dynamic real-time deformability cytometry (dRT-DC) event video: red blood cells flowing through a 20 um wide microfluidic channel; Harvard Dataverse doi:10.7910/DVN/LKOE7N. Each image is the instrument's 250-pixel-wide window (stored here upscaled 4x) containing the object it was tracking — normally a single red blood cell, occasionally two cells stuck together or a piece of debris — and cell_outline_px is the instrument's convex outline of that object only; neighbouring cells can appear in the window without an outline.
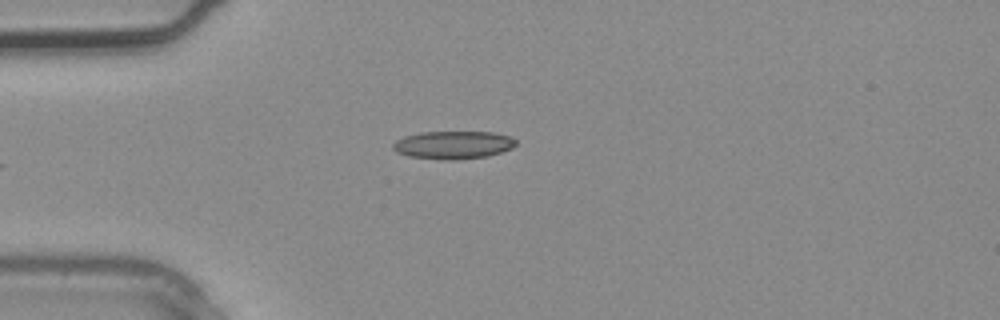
{"species": "common noctule bat (a hibernating species)", "species_latin": "Nyctalus noctula", "temperature_condition": "warm", "stored_images_in_passage": 2, "camera_frame_rate_fps": 3000, "um_per_image_px": 0.085, "animal": {"sex": "male", "body_mass_g": 20.4}, "frame": {"image": 1, "passage_image": 2, "time_ms": 0.333, "image_size_px": [1000, 320], "cell_outline_px": [[516, 144], [512, 148], [488, 156], [456, 160], [444, 160], [408, 156], [396, 152], [392, 148], [392, 144], [396, 140], [404, 136], [420, 132], [492, 132], [508, 136], [516, 140]], "centroid_in_image_um": [38.49, 12.32], "position_along_channel_um": 46.5, "area_um2": 20.06}}